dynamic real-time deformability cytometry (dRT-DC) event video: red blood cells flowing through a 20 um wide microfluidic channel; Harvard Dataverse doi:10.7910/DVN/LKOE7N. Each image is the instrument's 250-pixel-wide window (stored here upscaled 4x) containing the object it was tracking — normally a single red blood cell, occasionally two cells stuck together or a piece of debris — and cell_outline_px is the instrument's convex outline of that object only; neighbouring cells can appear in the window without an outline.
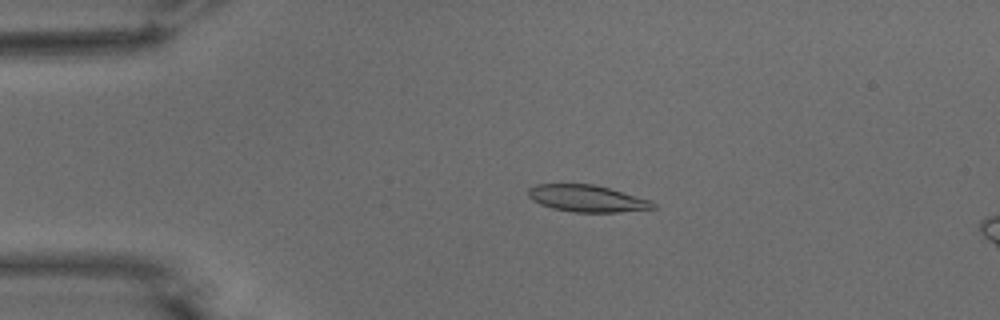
{"species": "common noctule bat (a hibernating species)", "species_latin": "Nyctalus noctula", "temperature_condition": "warm", "stored_images_in_passage": 10, "camera_frame_rate_fps": 3000, "um_per_image_px": 0.085, "animal": {"sex": "male", "body_mass_g": 15.6}, "frame": {"image": 1, "passage_image": 5, "time_ms": 1.333, "image_size_px": [1000, 320], "cell_outline_px": [[656, 208], [620, 212], [572, 212], [552, 208], [540, 204], [532, 200], [528, 196], [528, 188], [536, 184], [592, 184], [608, 188], [652, 200], [656, 204]], "centroid_in_image_um": [49.89, 16.87], "position_along_channel_um": 35.1, "area_um2": 19.54}}